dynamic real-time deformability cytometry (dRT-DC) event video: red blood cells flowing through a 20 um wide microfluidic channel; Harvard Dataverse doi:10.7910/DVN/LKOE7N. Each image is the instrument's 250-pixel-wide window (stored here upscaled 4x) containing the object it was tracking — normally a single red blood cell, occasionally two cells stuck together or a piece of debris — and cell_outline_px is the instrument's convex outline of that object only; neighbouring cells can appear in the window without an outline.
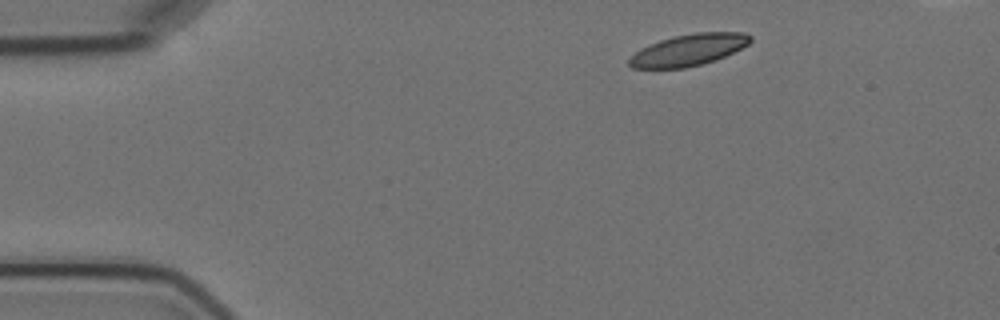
{"species": "Egyptian fruit bat (a non-hibernating species)", "species_latin": "Rousettus aegyptiacus", "temperature_condition": "cold", "stored_images_in_passage": 4, "camera_frame_rate_fps": 3000, "um_per_image_px": 0.085, "animal": {"sex": "female"}, "frame": {"image": 1, "passage_image": 1, "time_ms": 0.0, "image_size_px": [1000, 320], "cell_outline_px": [[752, 40], [748, 44], [716, 60], [684, 68], [632, 68], [628, 64], [628, 60], [640, 48], [648, 44], [660, 40], [676, 36], [696, 32], [744, 32], [752, 36]], "centroid_in_image_um": [58.52, 4.24], "position_along_channel_um": 26.5, "area_um2": 22.14}}